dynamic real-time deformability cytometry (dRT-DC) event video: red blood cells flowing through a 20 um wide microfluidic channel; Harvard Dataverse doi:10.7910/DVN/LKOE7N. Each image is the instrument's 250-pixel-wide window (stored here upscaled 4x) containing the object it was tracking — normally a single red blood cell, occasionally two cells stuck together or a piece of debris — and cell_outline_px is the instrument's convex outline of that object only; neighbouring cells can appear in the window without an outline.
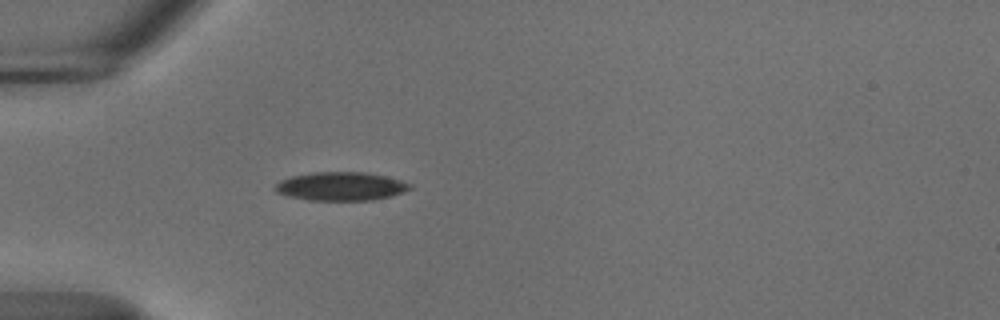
{"species": "common noctule bat (a hibernating species)", "species_latin": "Nyctalus noctula", "temperature_condition": "cold", "stored_images_in_passage": 33, "camera_frame_rate_fps": 3000, "um_per_image_px": 0.085, "animal": {"sex": "male", "body_mass_g": 18.8}, "frame": {"image": 1, "passage_image": 1, "time_ms": 0.0, "image_size_px": [1000, 320], "cell_outline_px": [[412, 188], [404, 192], [392, 196], [372, 200], [308, 200], [288, 196], [276, 192], [276, 184], [280, 180], [292, 176], [312, 172], [364, 172], [384, 176], [400, 180], [412, 184]], "centroid_in_image_um": [28.99, 15.84], "position_along_channel_um": 56.0, "area_um2": 22.37}}
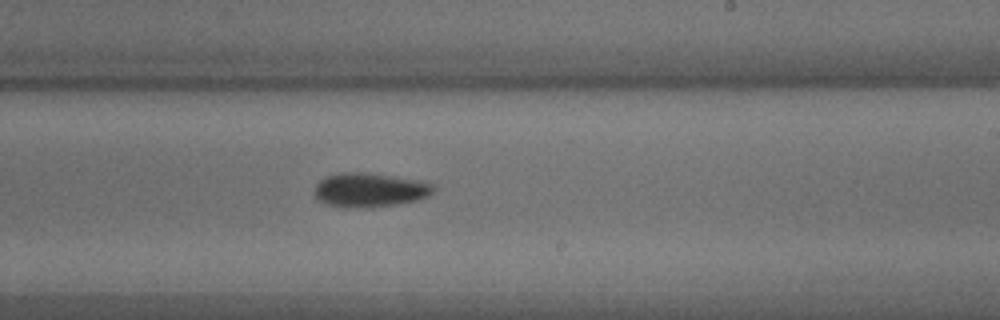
{"frame": {"image": 2, "passage_image": 18, "time_ms": 5.667, "image_size_px": [1000, 320], "cell_outline_px": [[436, 184], [432, 192], [428, 196], [420, 200], [396, 204], [356, 208], [328, 204], [320, 200], [316, 196], [316, 184], [324, 176], [344, 172], [368, 172], [428, 180]], "centroid_in_image_um": [31.53, 16.11], "position_along_channel_um": 257.5, "area_um2": 23.93}}
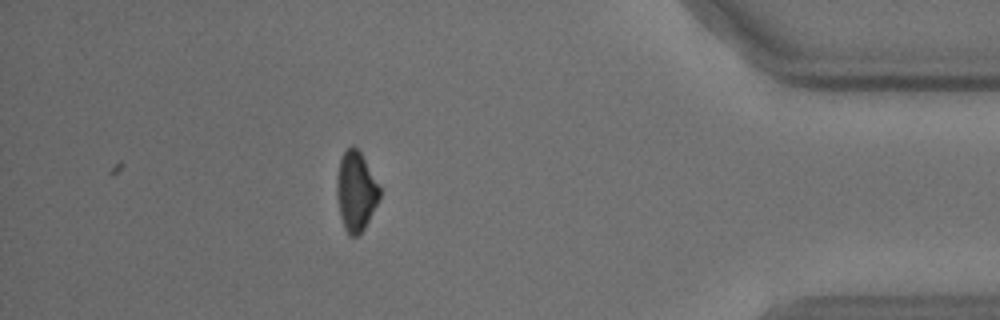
{"frame": {"image": 3, "passage_image": 33, "time_ms": 10.667, "image_size_px": [1000, 320], "cell_outline_px": [[380, 200], [364, 228], [356, 236], [348, 236], [344, 228], [340, 216], [336, 192], [336, 176], [340, 160], [344, 152], [352, 144], [360, 152], [380, 188]], "centroid_in_image_um": [30.24, 16.28], "position_along_channel_um": 405.0, "area_um2": 19.77}, "authors_computed_cell_mechanics": {"area_um2": 22.7154, "velocity_mm_per_s": 3.7028, "shape_relaxation_time_tau1_ms": 3.2264, "shape_relaxation_time_tau2_ms": null, "deformation_change_tau1": 0.1004, "deformation_change_tau2": null}}